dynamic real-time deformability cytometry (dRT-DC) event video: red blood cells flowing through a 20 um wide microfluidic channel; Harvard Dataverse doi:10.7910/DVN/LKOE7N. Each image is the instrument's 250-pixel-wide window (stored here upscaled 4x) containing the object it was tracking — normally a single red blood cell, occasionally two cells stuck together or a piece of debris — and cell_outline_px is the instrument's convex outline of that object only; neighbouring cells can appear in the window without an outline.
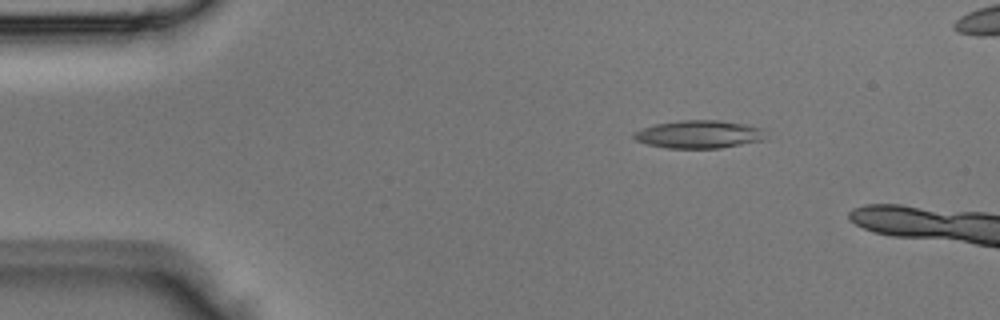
{"species": "Egyptian fruit bat (a non-hibernating species)", "species_latin": "Rousettus aegyptiacus", "temperature_condition": "room temperature", "stored_images_in_passage": 2, "camera_frame_rate_fps": 3000, "um_per_image_px": 0.085, "animal": {"sex": "male"}, "frame": {"image": 1, "passage_image": 1, "time_ms": 0.0, "image_size_px": [1000, 320], "cell_outline_px": [[768, 140], [720, 148], [668, 148], [648, 144], [636, 140], [632, 136], [632, 132], [656, 124], [680, 120], [720, 120], [748, 124], [764, 128]], "centroid_in_image_um": [59.51, 11.41], "position_along_channel_um": 25.5, "area_um2": 21.79}}